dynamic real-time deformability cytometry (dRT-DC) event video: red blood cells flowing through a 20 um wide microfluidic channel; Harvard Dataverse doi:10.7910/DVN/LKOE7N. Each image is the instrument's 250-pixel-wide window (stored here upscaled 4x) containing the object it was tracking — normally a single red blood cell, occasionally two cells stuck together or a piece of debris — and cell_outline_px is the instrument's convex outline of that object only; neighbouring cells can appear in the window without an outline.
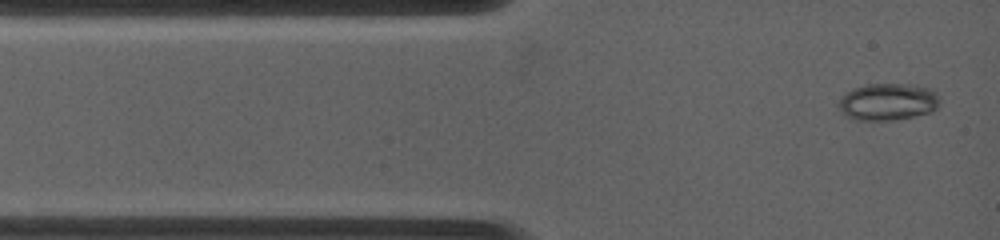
{"species": "common noctule bat (a hibernating species)", "species_latin": "Nyctalus noctula", "temperature_condition": "warm", "stored_images_in_passage": 14, "camera_frame_rate_fps": 4500, "um_per_image_px": 0.085, "animal": {"sex": "female", "body_mass_g": 19.0, "forearm_length_mm": 53.3}, "frame": {"image": 1, "passage_image": 1, "time_ms": 0.0, "image_size_px": [1000, 240], "cell_outline_px": [[940, 100], [936, 108], [932, 112], [892, 120], [856, 120], [848, 116], [836, 104], [844, 92], [864, 84], [912, 84], [928, 88], [936, 92]], "centroid_in_image_um": [75.45, 8.64], "position_along_channel_um": 9.5, "area_um2": 21.85}}
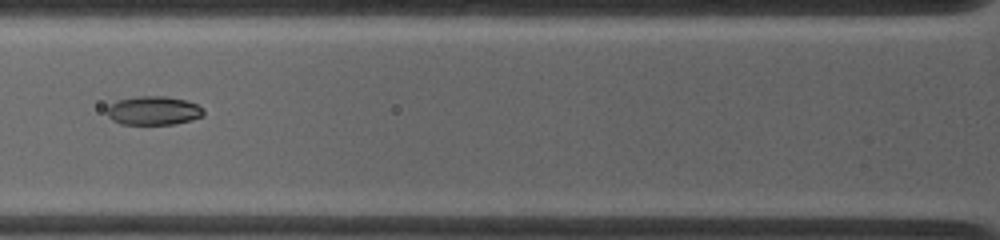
{"frame": {"image": 2, "passage_image": 9, "time_ms": 3.556, "image_size_px": [1000, 240], "cell_outline_px": [[204, 116], [192, 120], [176, 124], [120, 124], [112, 120], [104, 112], [116, 100], [136, 96], [164, 96], [188, 100], [196, 104], [204, 112]], "centroid_in_image_um": [13.03, 9.4], "position_along_channel_um": 112.8, "area_um2": 16.36}}
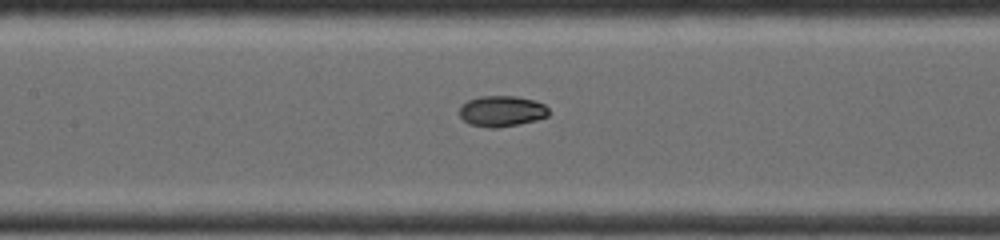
{"frame": {"image": 3, "passage_image": 12, "time_ms": 4.889, "image_size_px": [1000, 240], "cell_outline_px": [[548, 116], [536, 120], [520, 124], [496, 128], [488, 128], [468, 124], [460, 116], [460, 108], [468, 100], [480, 96], [516, 96], [536, 100], [544, 104], [548, 108]], "centroid_in_image_um": [42.66, 9.45], "position_along_channel_um": 164.7, "area_um2": 16.13}}